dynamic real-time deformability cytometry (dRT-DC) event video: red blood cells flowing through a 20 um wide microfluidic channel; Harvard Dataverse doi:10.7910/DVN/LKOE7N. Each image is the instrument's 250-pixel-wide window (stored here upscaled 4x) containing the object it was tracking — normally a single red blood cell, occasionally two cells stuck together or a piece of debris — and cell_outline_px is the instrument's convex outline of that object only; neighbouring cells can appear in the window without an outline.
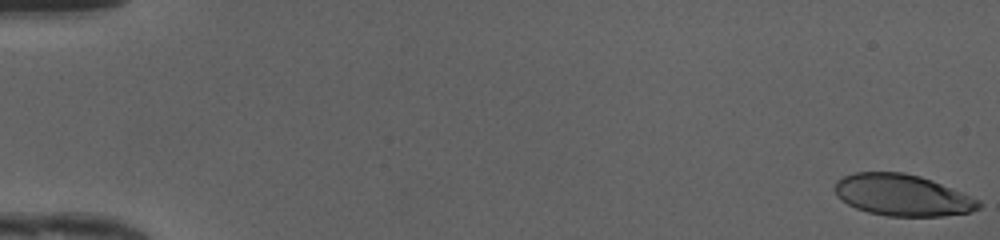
{"species": "human", "species_latin": "Homo sapiens", "temperature_condition": "cold", "stored_images_in_passage": 49, "camera_frame_rate_fps": 3000, "um_per_image_px": 0.085, "donor": {"sex": "female"}, "frame": {"image": 1, "passage_image": 1, "time_ms": 0.0, "image_size_px": [1000, 240], "cell_outline_px": [[980, 208], [968, 212], [944, 216], [888, 216], [868, 212], [856, 208], [848, 204], [836, 196], [832, 188], [836, 180], [844, 176], [856, 172], [904, 172], [920, 176], [932, 180], [980, 200]], "centroid_in_image_um": [76.65, 16.58], "position_along_channel_um": 8.3, "area_um2": 34.85}}
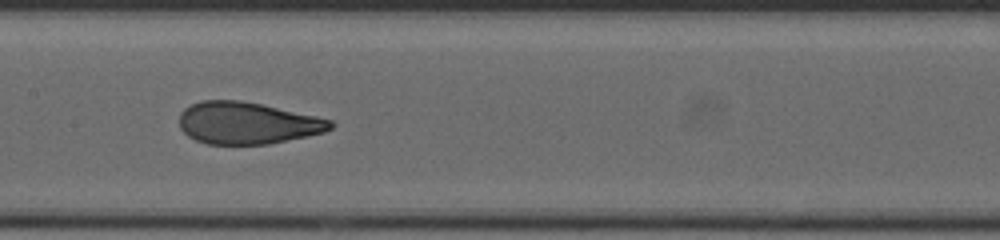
{"frame": {"image": 2, "passage_image": 26, "time_ms": 8.333, "image_size_px": [1000, 240], "cell_outline_px": [[336, 124], [332, 128], [324, 132], [308, 136], [268, 144], [208, 144], [196, 140], [188, 136], [180, 128], [180, 112], [184, 108], [200, 100], [240, 100], [260, 104], [316, 116], [332, 120]], "centroid_in_image_um": [21.02, 10.46], "position_along_channel_um": 186.4, "area_um2": 36.93}}
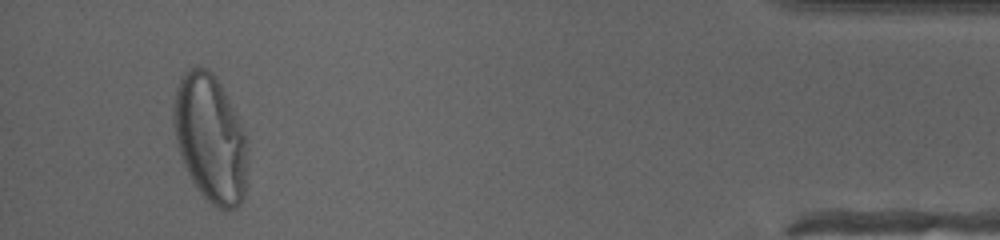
{"frame": {"image": 3, "passage_image": 47, "time_ms": 15.333, "image_size_px": [1000, 240], "cell_outline_px": [[248, 140], [244, 196], [240, 204], [236, 208], [220, 208], [212, 204], [200, 192], [192, 180], [184, 164], [176, 140], [172, 120], [172, 108], [176, 88], [180, 76], [188, 68], [204, 68], [212, 72], [216, 76]], "centroid_in_image_um": [17.86, 11.74], "position_along_channel_um": 417.3, "area_um2": 54.56}, "authors_computed_cell_mechanics": {"area_um2": 37.57, "velocity_mm_per_s": 4.1982, "shape_relaxation_time_tau1_ms": 4.8156, "shape_relaxation_time_tau2_ms": null, "deformation_change_tau1": 0.2266, "deformation_change_tau2": null}}